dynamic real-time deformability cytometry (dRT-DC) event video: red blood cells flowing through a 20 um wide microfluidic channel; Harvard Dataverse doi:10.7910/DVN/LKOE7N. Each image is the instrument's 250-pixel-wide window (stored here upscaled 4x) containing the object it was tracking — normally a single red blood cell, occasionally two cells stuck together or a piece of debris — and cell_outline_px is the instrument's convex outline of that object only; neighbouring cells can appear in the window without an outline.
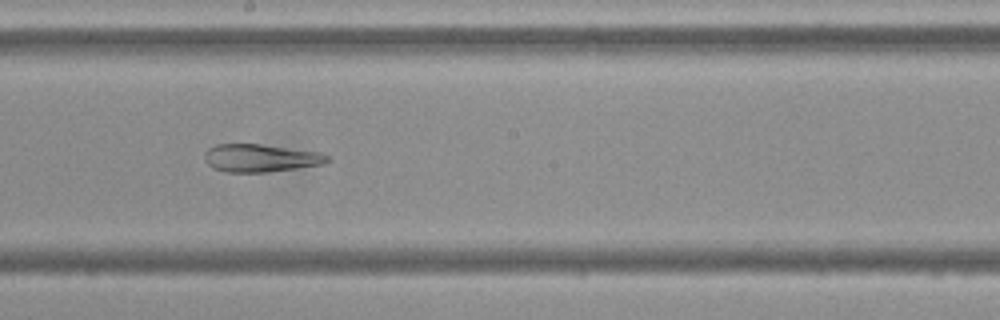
{"species": "Egyptian fruit bat (a non-hibernating species)", "species_latin": "Rousettus aegyptiacus", "temperature_condition": "cold", "stored_images_in_passage": 55, "camera_frame_rate_fps": 3000, "um_per_image_px": 0.085, "frame": {"image": 1, "passage_image": 30, "time_ms": 9.667, "image_size_px": [1000, 320], "cell_outline_px": [[332, 160], [324, 164], [296, 168], [264, 172], [224, 172], [208, 164], [204, 156], [204, 152], [208, 148], [216, 144], [260, 144], [324, 152]], "centroid_in_image_um": [22.2, 13.42], "position_along_channel_um": 226.0, "area_um2": 20.0}}
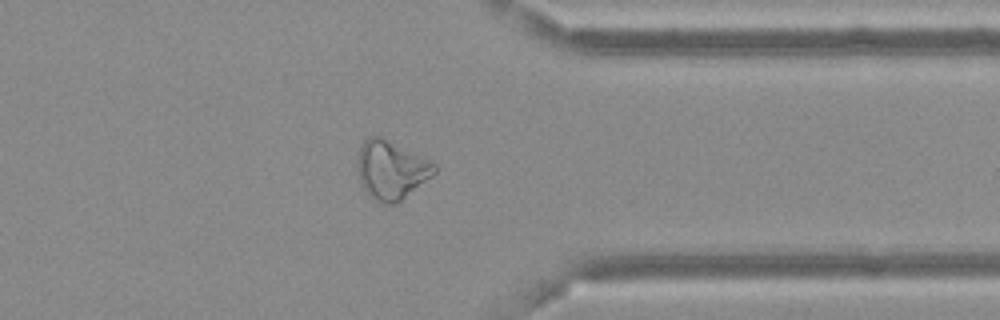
{"frame": {"image": 2, "passage_image": 43, "time_ms": 14.0, "image_size_px": [1000, 320], "cell_outline_px": [[436, 172], [432, 176], [396, 204], [384, 204], [372, 200], [364, 188], [360, 180], [356, 164], [356, 160], [360, 148], [364, 140], [368, 136], [384, 136], [432, 160], [436, 164]], "centroid_in_image_um": [33.26, 14.41], "position_along_channel_um": 378.1, "area_um2": 26.82}}
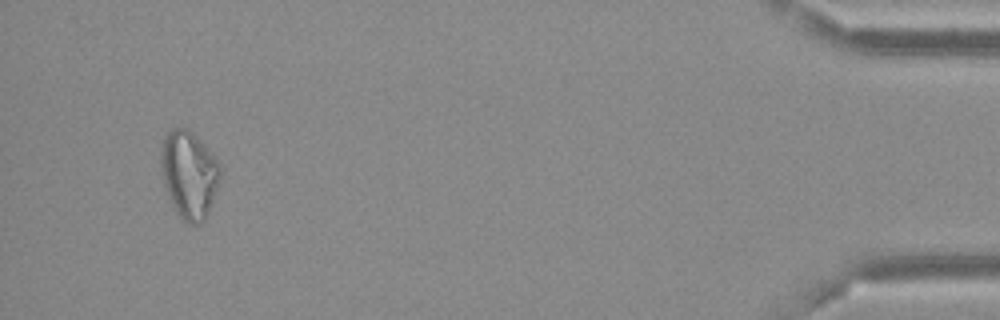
{"frame": {"image": 3, "passage_image": 52, "time_ms": 17.0, "image_size_px": [1000, 320], "cell_outline_px": [[224, 168], [208, 212], [204, 220], [200, 224], [188, 224], [180, 220], [168, 196], [164, 184], [160, 168], [160, 148], [164, 136], [168, 128], [188, 128], [220, 160]], "centroid_in_image_um": [16.07, 14.81], "position_along_channel_um": 419.1, "area_um2": 31.04}}